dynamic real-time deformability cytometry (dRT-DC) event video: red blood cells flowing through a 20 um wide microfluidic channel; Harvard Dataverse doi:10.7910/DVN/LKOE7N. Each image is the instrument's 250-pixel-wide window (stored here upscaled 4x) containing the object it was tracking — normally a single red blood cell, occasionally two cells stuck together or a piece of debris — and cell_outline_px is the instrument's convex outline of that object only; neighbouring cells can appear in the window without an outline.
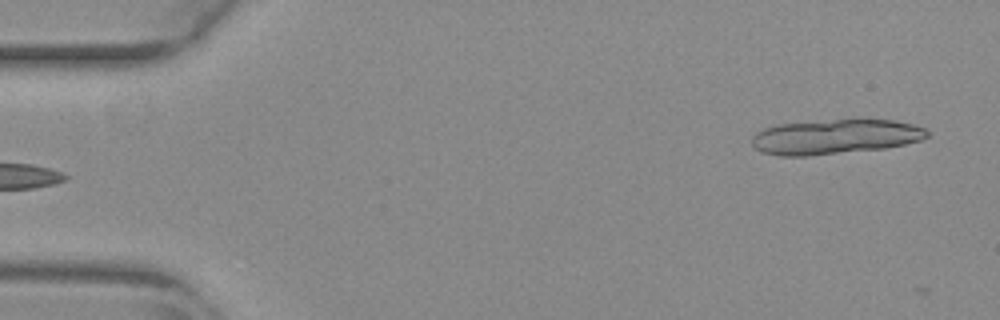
{"species": "common noctule bat (a hibernating species)", "species_latin": "Nyctalus noctula", "temperature_condition": "warm", "stored_images_in_passage": 6, "camera_frame_rate_fps": 3000, "um_per_image_px": 0.085, "animal": {"sex": "female", "body_mass_g": 29.2, "forearm_length_mm": 56.3}, "frame": {"image": 1, "passage_image": 4, "time_ms": 1.0, "image_size_px": [1000, 320], "cell_outline_px": [[916, 128], [912, 140], [896, 144], [824, 152], [776, 152], [884, 124], [900, 124]], "centroid_in_image_um": [73.17, 11.84], "position_along_channel_um": 11.8, "area_um2": 13.41}}